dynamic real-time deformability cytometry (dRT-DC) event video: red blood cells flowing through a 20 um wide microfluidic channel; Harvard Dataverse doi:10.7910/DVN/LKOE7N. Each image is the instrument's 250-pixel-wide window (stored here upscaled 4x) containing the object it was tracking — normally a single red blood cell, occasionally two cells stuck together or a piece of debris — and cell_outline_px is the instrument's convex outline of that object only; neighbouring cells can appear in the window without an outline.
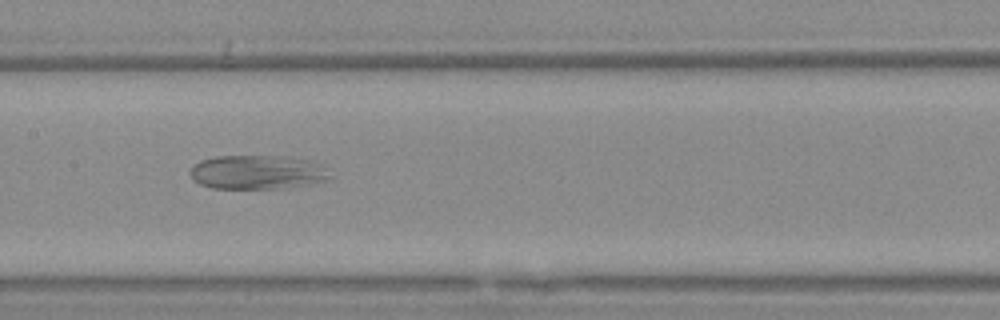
{"species": "Egyptian fruit bat (a non-hibernating species)", "species_latin": "Rousettus aegyptiacus", "temperature_condition": "warm", "stored_images_in_passage": 52, "camera_frame_rate_fps": 3000, "um_per_image_px": 0.085, "animal": {"sex": "female"}, "frame": {"image": 1, "passage_image": 26, "time_ms": 8.333, "image_size_px": [1000, 320], "cell_outline_px": [[332, 176], [328, 180], [288, 188], [212, 188], [200, 184], [192, 180], [188, 172], [192, 164], [200, 160], [216, 156], [292, 156], [312, 160], [324, 164]], "centroid_in_image_um": [21.9, 14.62], "position_along_channel_um": 185.5, "area_um2": 28.44}}
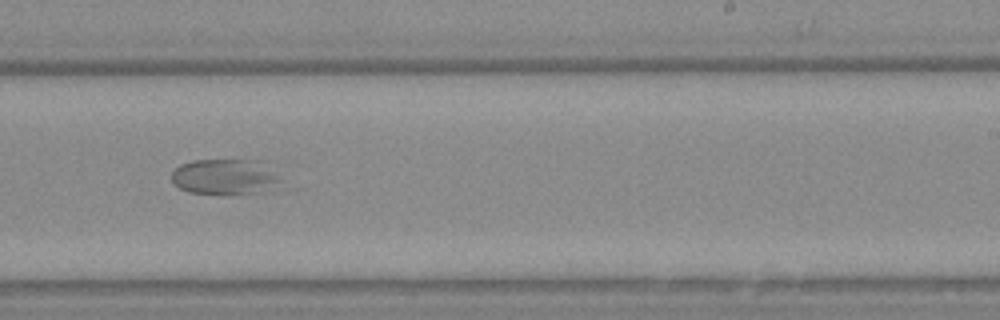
{"frame": {"image": 2, "passage_image": 33, "time_ms": 10.667, "image_size_px": [1000, 320], "cell_outline_px": [[296, 188], [276, 192], [188, 192], [180, 188], [172, 180], [172, 172], [180, 164], [192, 160], [276, 160]], "centroid_in_image_um": [19.69, 14.99], "position_along_channel_um": 269.3, "area_um2": 25.14}}
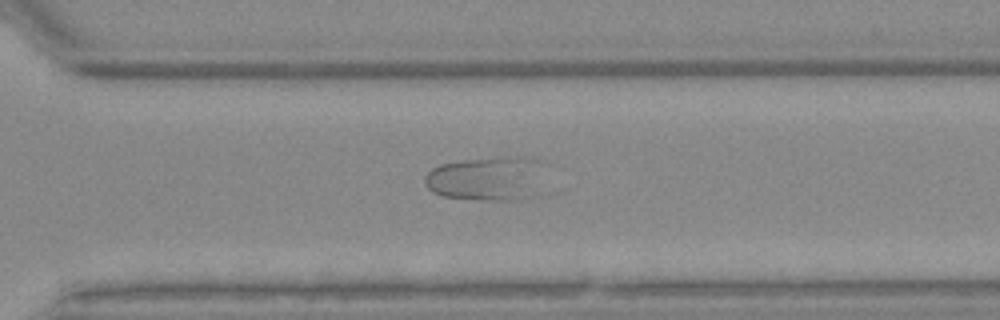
{"frame": {"image": 3, "passage_image": 38, "time_ms": 12.333, "image_size_px": [1000, 320], "cell_outline_px": [[556, 164], [516, 200], [480, 200], [440, 196], [432, 192], [424, 184], [424, 176], [432, 168], [440, 164], [464, 160], [508, 156], [532, 156]], "centroid_in_image_um": [41.4, 15.1], "position_along_channel_um": 329.2, "area_um2": 31.27}}